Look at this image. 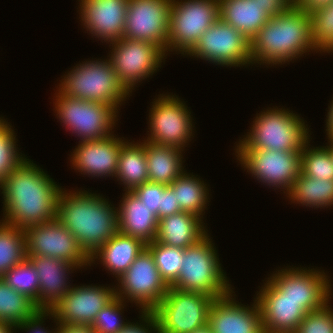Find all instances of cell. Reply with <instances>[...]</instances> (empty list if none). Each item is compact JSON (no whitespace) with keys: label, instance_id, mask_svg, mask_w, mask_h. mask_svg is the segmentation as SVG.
<instances>
[{"label":"cell","instance_id":"obj_23","mask_svg":"<svg viewBox=\"0 0 333 333\" xmlns=\"http://www.w3.org/2000/svg\"><path fill=\"white\" fill-rule=\"evenodd\" d=\"M39 278L38 309L50 311L66 295L70 288L67 275L80 267L64 260L46 256H27ZM67 273V274H66Z\"/></svg>","mask_w":333,"mask_h":333},{"label":"cell","instance_id":"obj_12","mask_svg":"<svg viewBox=\"0 0 333 333\" xmlns=\"http://www.w3.org/2000/svg\"><path fill=\"white\" fill-rule=\"evenodd\" d=\"M154 100L149 110L150 134L145 141L183 150L191 141L193 127H195L192 123L191 111L178 96L173 94L172 96L162 94Z\"/></svg>","mask_w":333,"mask_h":333},{"label":"cell","instance_id":"obj_4","mask_svg":"<svg viewBox=\"0 0 333 333\" xmlns=\"http://www.w3.org/2000/svg\"><path fill=\"white\" fill-rule=\"evenodd\" d=\"M252 124L246 137L239 139L236 149L301 151L310 139L303 118L285 108L263 110Z\"/></svg>","mask_w":333,"mask_h":333},{"label":"cell","instance_id":"obj_49","mask_svg":"<svg viewBox=\"0 0 333 333\" xmlns=\"http://www.w3.org/2000/svg\"><path fill=\"white\" fill-rule=\"evenodd\" d=\"M15 328H16V326H14L12 324L0 322V333H13L14 330H17Z\"/></svg>","mask_w":333,"mask_h":333},{"label":"cell","instance_id":"obj_47","mask_svg":"<svg viewBox=\"0 0 333 333\" xmlns=\"http://www.w3.org/2000/svg\"><path fill=\"white\" fill-rule=\"evenodd\" d=\"M333 0H293V5L303 11L311 14L320 8H324L331 4Z\"/></svg>","mask_w":333,"mask_h":333},{"label":"cell","instance_id":"obj_16","mask_svg":"<svg viewBox=\"0 0 333 333\" xmlns=\"http://www.w3.org/2000/svg\"><path fill=\"white\" fill-rule=\"evenodd\" d=\"M277 271L268 280L284 299L297 301L307 312L322 308L330 301L332 285L324 270L287 267Z\"/></svg>","mask_w":333,"mask_h":333},{"label":"cell","instance_id":"obj_33","mask_svg":"<svg viewBox=\"0 0 333 333\" xmlns=\"http://www.w3.org/2000/svg\"><path fill=\"white\" fill-rule=\"evenodd\" d=\"M27 258L24 229L0 222V277Z\"/></svg>","mask_w":333,"mask_h":333},{"label":"cell","instance_id":"obj_18","mask_svg":"<svg viewBox=\"0 0 333 333\" xmlns=\"http://www.w3.org/2000/svg\"><path fill=\"white\" fill-rule=\"evenodd\" d=\"M115 297V286H72L50 312L57 323L91 325L96 315Z\"/></svg>","mask_w":333,"mask_h":333},{"label":"cell","instance_id":"obj_34","mask_svg":"<svg viewBox=\"0 0 333 333\" xmlns=\"http://www.w3.org/2000/svg\"><path fill=\"white\" fill-rule=\"evenodd\" d=\"M2 278L11 288L31 299L38 308V273L28 258L9 269Z\"/></svg>","mask_w":333,"mask_h":333},{"label":"cell","instance_id":"obj_21","mask_svg":"<svg viewBox=\"0 0 333 333\" xmlns=\"http://www.w3.org/2000/svg\"><path fill=\"white\" fill-rule=\"evenodd\" d=\"M254 298L258 304L265 333H295L308 313L297 301L284 299L269 281Z\"/></svg>","mask_w":333,"mask_h":333},{"label":"cell","instance_id":"obj_28","mask_svg":"<svg viewBox=\"0 0 333 333\" xmlns=\"http://www.w3.org/2000/svg\"><path fill=\"white\" fill-rule=\"evenodd\" d=\"M143 141L149 181L169 186L185 171L182 165L184 150Z\"/></svg>","mask_w":333,"mask_h":333},{"label":"cell","instance_id":"obj_25","mask_svg":"<svg viewBox=\"0 0 333 333\" xmlns=\"http://www.w3.org/2000/svg\"><path fill=\"white\" fill-rule=\"evenodd\" d=\"M203 222L201 217L184 211L165 216L158 220L155 241L166 246L186 249L207 234L208 230L203 226Z\"/></svg>","mask_w":333,"mask_h":333},{"label":"cell","instance_id":"obj_48","mask_svg":"<svg viewBox=\"0 0 333 333\" xmlns=\"http://www.w3.org/2000/svg\"><path fill=\"white\" fill-rule=\"evenodd\" d=\"M332 102V103H331ZM330 102V106L328 107V114L326 119V131L328 135V140H333V100Z\"/></svg>","mask_w":333,"mask_h":333},{"label":"cell","instance_id":"obj_15","mask_svg":"<svg viewBox=\"0 0 333 333\" xmlns=\"http://www.w3.org/2000/svg\"><path fill=\"white\" fill-rule=\"evenodd\" d=\"M24 232L27 256L53 257L80 268L91 266L78 240L57 219L26 227Z\"/></svg>","mask_w":333,"mask_h":333},{"label":"cell","instance_id":"obj_50","mask_svg":"<svg viewBox=\"0 0 333 333\" xmlns=\"http://www.w3.org/2000/svg\"><path fill=\"white\" fill-rule=\"evenodd\" d=\"M192 333H212V330L208 324L205 326L195 329Z\"/></svg>","mask_w":333,"mask_h":333},{"label":"cell","instance_id":"obj_44","mask_svg":"<svg viewBox=\"0 0 333 333\" xmlns=\"http://www.w3.org/2000/svg\"><path fill=\"white\" fill-rule=\"evenodd\" d=\"M255 1L270 17H275L293 5V0H251Z\"/></svg>","mask_w":333,"mask_h":333},{"label":"cell","instance_id":"obj_10","mask_svg":"<svg viewBox=\"0 0 333 333\" xmlns=\"http://www.w3.org/2000/svg\"><path fill=\"white\" fill-rule=\"evenodd\" d=\"M116 296L135 303L141 312H151L170 287L161 277L151 251L145 247L117 280Z\"/></svg>","mask_w":333,"mask_h":333},{"label":"cell","instance_id":"obj_20","mask_svg":"<svg viewBox=\"0 0 333 333\" xmlns=\"http://www.w3.org/2000/svg\"><path fill=\"white\" fill-rule=\"evenodd\" d=\"M80 19L89 34L109 44L124 35L129 0H79Z\"/></svg>","mask_w":333,"mask_h":333},{"label":"cell","instance_id":"obj_51","mask_svg":"<svg viewBox=\"0 0 333 333\" xmlns=\"http://www.w3.org/2000/svg\"><path fill=\"white\" fill-rule=\"evenodd\" d=\"M328 142H329V146L327 145L326 147L329 149L332 160H333V140H329Z\"/></svg>","mask_w":333,"mask_h":333},{"label":"cell","instance_id":"obj_9","mask_svg":"<svg viewBox=\"0 0 333 333\" xmlns=\"http://www.w3.org/2000/svg\"><path fill=\"white\" fill-rule=\"evenodd\" d=\"M218 19V0H172L167 53L178 51L186 55Z\"/></svg>","mask_w":333,"mask_h":333},{"label":"cell","instance_id":"obj_14","mask_svg":"<svg viewBox=\"0 0 333 333\" xmlns=\"http://www.w3.org/2000/svg\"><path fill=\"white\" fill-rule=\"evenodd\" d=\"M235 153L253 177L269 187L284 189L286 195L301 172V151L236 149Z\"/></svg>","mask_w":333,"mask_h":333},{"label":"cell","instance_id":"obj_3","mask_svg":"<svg viewBox=\"0 0 333 333\" xmlns=\"http://www.w3.org/2000/svg\"><path fill=\"white\" fill-rule=\"evenodd\" d=\"M319 50L312 38L311 15L292 5L271 17L250 41L252 64L282 65Z\"/></svg>","mask_w":333,"mask_h":333},{"label":"cell","instance_id":"obj_11","mask_svg":"<svg viewBox=\"0 0 333 333\" xmlns=\"http://www.w3.org/2000/svg\"><path fill=\"white\" fill-rule=\"evenodd\" d=\"M110 46L112 52L107 59L110 60L118 80L130 93L136 84L156 73L167 56L156 44L125 37L110 43Z\"/></svg>","mask_w":333,"mask_h":333},{"label":"cell","instance_id":"obj_13","mask_svg":"<svg viewBox=\"0 0 333 333\" xmlns=\"http://www.w3.org/2000/svg\"><path fill=\"white\" fill-rule=\"evenodd\" d=\"M186 55L221 66L252 65L250 41L220 18L200 36L198 42Z\"/></svg>","mask_w":333,"mask_h":333},{"label":"cell","instance_id":"obj_42","mask_svg":"<svg viewBox=\"0 0 333 333\" xmlns=\"http://www.w3.org/2000/svg\"><path fill=\"white\" fill-rule=\"evenodd\" d=\"M140 314H142L140 315L142 324L138 322L132 324L130 322L119 333H159L158 325L152 312H141Z\"/></svg>","mask_w":333,"mask_h":333},{"label":"cell","instance_id":"obj_6","mask_svg":"<svg viewBox=\"0 0 333 333\" xmlns=\"http://www.w3.org/2000/svg\"><path fill=\"white\" fill-rule=\"evenodd\" d=\"M210 238L207 233L198 242L184 249L181 271L170 287L201 292L215 298L233 291Z\"/></svg>","mask_w":333,"mask_h":333},{"label":"cell","instance_id":"obj_31","mask_svg":"<svg viewBox=\"0 0 333 333\" xmlns=\"http://www.w3.org/2000/svg\"><path fill=\"white\" fill-rule=\"evenodd\" d=\"M184 171L169 186L173 189L176 202L179 204L181 211L189 212L194 215L203 217V212L207 209L209 190L200 180V177H194Z\"/></svg>","mask_w":333,"mask_h":333},{"label":"cell","instance_id":"obj_39","mask_svg":"<svg viewBox=\"0 0 333 333\" xmlns=\"http://www.w3.org/2000/svg\"><path fill=\"white\" fill-rule=\"evenodd\" d=\"M124 303L126 302L116 296L96 315L91 324L95 333H119L130 323L121 320Z\"/></svg>","mask_w":333,"mask_h":333},{"label":"cell","instance_id":"obj_1","mask_svg":"<svg viewBox=\"0 0 333 333\" xmlns=\"http://www.w3.org/2000/svg\"><path fill=\"white\" fill-rule=\"evenodd\" d=\"M0 189L5 224L25 229L56 219L62 189L30 159L23 160L0 183Z\"/></svg>","mask_w":333,"mask_h":333},{"label":"cell","instance_id":"obj_17","mask_svg":"<svg viewBox=\"0 0 333 333\" xmlns=\"http://www.w3.org/2000/svg\"><path fill=\"white\" fill-rule=\"evenodd\" d=\"M171 2L129 0L123 37L156 44L166 53Z\"/></svg>","mask_w":333,"mask_h":333},{"label":"cell","instance_id":"obj_43","mask_svg":"<svg viewBox=\"0 0 333 333\" xmlns=\"http://www.w3.org/2000/svg\"><path fill=\"white\" fill-rule=\"evenodd\" d=\"M47 316L48 311H39L32 319L26 320L24 323L16 326V329H22L30 333H57V327L51 331H47L44 327L42 329L44 319L48 318Z\"/></svg>","mask_w":333,"mask_h":333},{"label":"cell","instance_id":"obj_2","mask_svg":"<svg viewBox=\"0 0 333 333\" xmlns=\"http://www.w3.org/2000/svg\"><path fill=\"white\" fill-rule=\"evenodd\" d=\"M62 189L56 219L74 235L90 257L118 232L117 209L100 194L85 190L68 193Z\"/></svg>","mask_w":333,"mask_h":333},{"label":"cell","instance_id":"obj_22","mask_svg":"<svg viewBox=\"0 0 333 333\" xmlns=\"http://www.w3.org/2000/svg\"><path fill=\"white\" fill-rule=\"evenodd\" d=\"M71 155L72 167L91 177L116 176L119 151L125 139L114 134L100 140L79 141Z\"/></svg>","mask_w":333,"mask_h":333},{"label":"cell","instance_id":"obj_41","mask_svg":"<svg viewBox=\"0 0 333 333\" xmlns=\"http://www.w3.org/2000/svg\"><path fill=\"white\" fill-rule=\"evenodd\" d=\"M167 185L147 181L135 187L132 192L159 219L162 218V192Z\"/></svg>","mask_w":333,"mask_h":333},{"label":"cell","instance_id":"obj_45","mask_svg":"<svg viewBox=\"0 0 333 333\" xmlns=\"http://www.w3.org/2000/svg\"><path fill=\"white\" fill-rule=\"evenodd\" d=\"M180 206L176 202L173 189L168 186L162 192V218L168 215H174L175 213L180 212Z\"/></svg>","mask_w":333,"mask_h":333},{"label":"cell","instance_id":"obj_8","mask_svg":"<svg viewBox=\"0 0 333 333\" xmlns=\"http://www.w3.org/2000/svg\"><path fill=\"white\" fill-rule=\"evenodd\" d=\"M56 91L54 110L57 118L72 134L79 136L81 141L100 140L112 135L118 120V112L112 106L71 98Z\"/></svg>","mask_w":333,"mask_h":333},{"label":"cell","instance_id":"obj_32","mask_svg":"<svg viewBox=\"0 0 333 333\" xmlns=\"http://www.w3.org/2000/svg\"><path fill=\"white\" fill-rule=\"evenodd\" d=\"M39 311L31 299L11 288L0 277V322L18 326L32 319Z\"/></svg>","mask_w":333,"mask_h":333},{"label":"cell","instance_id":"obj_46","mask_svg":"<svg viewBox=\"0 0 333 333\" xmlns=\"http://www.w3.org/2000/svg\"><path fill=\"white\" fill-rule=\"evenodd\" d=\"M48 316L55 320L57 327V333H95L91 325H80V324H71V323H57L55 316L48 311Z\"/></svg>","mask_w":333,"mask_h":333},{"label":"cell","instance_id":"obj_7","mask_svg":"<svg viewBox=\"0 0 333 333\" xmlns=\"http://www.w3.org/2000/svg\"><path fill=\"white\" fill-rule=\"evenodd\" d=\"M215 297L196 291L169 287L164 298L151 311L159 333H192L208 324Z\"/></svg>","mask_w":333,"mask_h":333},{"label":"cell","instance_id":"obj_24","mask_svg":"<svg viewBox=\"0 0 333 333\" xmlns=\"http://www.w3.org/2000/svg\"><path fill=\"white\" fill-rule=\"evenodd\" d=\"M117 208L118 231L142 240L145 244L155 241L158 218L134 195L125 191Z\"/></svg>","mask_w":333,"mask_h":333},{"label":"cell","instance_id":"obj_38","mask_svg":"<svg viewBox=\"0 0 333 333\" xmlns=\"http://www.w3.org/2000/svg\"><path fill=\"white\" fill-rule=\"evenodd\" d=\"M312 38L321 52L333 53V2L311 14Z\"/></svg>","mask_w":333,"mask_h":333},{"label":"cell","instance_id":"obj_27","mask_svg":"<svg viewBox=\"0 0 333 333\" xmlns=\"http://www.w3.org/2000/svg\"><path fill=\"white\" fill-rule=\"evenodd\" d=\"M218 1L219 18L241 32L249 41L271 18L255 1Z\"/></svg>","mask_w":333,"mask_h":333},{"label":"cell","instance_id":"obj_5","mask_svg":"<svg viewBox=\"0 0 333 333\" xmlns=\"http://www.w3.org/2000/svg\"><path fill=\"white\" fill-rule=\"evenodd\" d=\"M60 82L58 90L65 96L107 104L117 112L131 94L118 80L109 59L84 61Z\"/></svg>","mask_w":333,"mask_h":333},{"label":"cell","instance_id":"obj_26","mask_svg":"<svg viewBox=\"0 0 333 333\" xmlns=\"http://www.w3.org/2000/svg\"><path fill=\"white\" fill-rule=\"evenodd\" d=\"M146 246L142 240L118 231L90 256V264L101 259L100 263L118 280Z\"/></svg>","mask_w":333,"mask_h":333},{"label":"cell","instance_id":"obj_35","mask_svg":"<svg viewBox=\"0 0 333 333\" xmlns=\"http://www.w3.org/2000/svg\"><path fill=\"white\" fill-rule=\"evenodd\" d=\"M310 140L301 150V173L314 179H333V160L326 146L309 147ZM309 145V146H308Z\"/></svg>","mask_w":333,"mask_h":333},{"label":"cell","instance_id":"obj_40","mask_svg":"<svg viewBox=\"0 0 333 333\" xmlns=\"http://www.w3.org/2000/svg\"><path fill=\"white\" fill-rule=\"evenodd\" d=\"M328 304L308 312L295 333H333V309Z\"/></svg>","mask_w":333,"mask_h":333},{"label":"cell","instance_id":"obj_19","mask_svg":"<svg viewBox=\"0 0 333 333\" xmlns=\"http://www.w3.org/2000/svg\"><path fill=\"white\" fill-rule=\"evenodd\" d=\"M233 293L212 302L208 316L212 333H265L256 300L252 307L239 304Z\"/></svg>","mask_w":333,"mask_h":333},{"label":"cell","instance_id":"obj_37","mask_svg":"<svg viewBox=\"0 0 333 333\" xmlns=\"http://www.w3.org/2000/svg\"><path fill=\"white\" fill-rule=\"evenodd\" d=\"M6 119L0 118V183L27 157L19 154L16 135Z\"/></svg>","mask_w":333,"mask_h":333},{"label":"cell","instance_id":"obj_29","mask_svg":"<svg viewBox=\"0 0 333 333\" xmlns=\"http://www.w3.org/2000/svg\"><path fill=\"white\" fill-rule=\"evenodd\" d=\"M115 177L126 186L124 191H132L149 181L144 142L134 144L127 140L122 144Z\"/></svg>","mask_w":333,"mask_h":333},{"label":"cell","instance_id":"obj_36","mask_svg":"<svg viewBox=\"0 0 333 333\" xmlns=\"http://www.w3.org/2000/svg\"><path fill=\"white\" fill-rule=\"evenodd\" d=\"M152 253L161 277L170 286L178 277L184 257V249L163 245L156 241L146 246Z\"/></svg>","mask_w":333,"mask_h":333},{"label":"cell","instance_id":"obj_30","mask_svg":"<svg viewBox=\"0 0 333 333\" xmlns=\"http://www.w3.org/2000/svg\"><path fill=\"white\" fill-rule=\"evenodd\" d=\"M287 197L292 203L324 208L333 205V179H314L300 172Z\"/></svg>","mask_w":333,"mask_h":333}]
</instances>
